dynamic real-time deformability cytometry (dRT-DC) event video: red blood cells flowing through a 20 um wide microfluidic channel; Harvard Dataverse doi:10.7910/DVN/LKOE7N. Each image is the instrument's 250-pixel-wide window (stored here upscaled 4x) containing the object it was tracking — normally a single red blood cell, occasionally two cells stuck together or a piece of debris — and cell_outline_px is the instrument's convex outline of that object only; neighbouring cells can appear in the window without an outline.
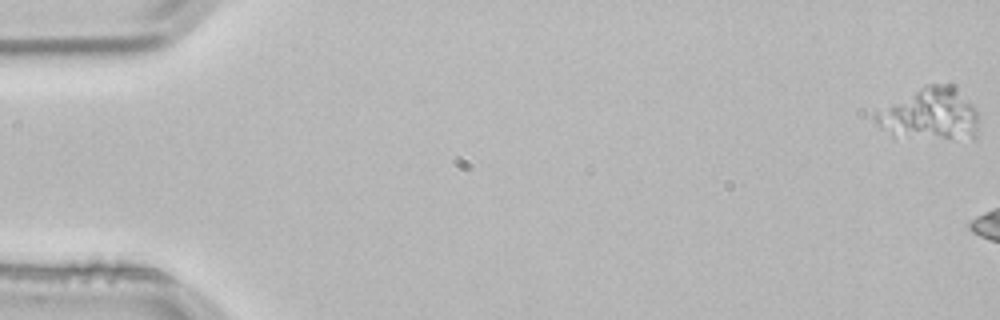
{"species": "common noctule bat (a hibernating species)", "species_latin": "Nyctalus noctula", "temperature_condition": "room temperature", "stored_images_in_passage": 6, "camera_frame_rate_fps": 3000, "um_per_image_px": 0.085, "animal": {"sex": "male", "body_mass_g": 21.5, "forearm_length_mm": 52.0}, "frame": {"image": 1, "passage_image": 1, "time_ms": 0.0, "image_size_px": [1000, 320], "cell_outline_px": [[980, 120], [976, 140], [972, 140], [892, 136], [880, 128], [876, 124], [872, 116], [876, 112], [920, 88], [928, 84], [952, 84], [976, 108]], "centroid_in_image_um": [79.13, 9.76], "position_along_channel_um": 5.9, "area_um2": 31.56}}